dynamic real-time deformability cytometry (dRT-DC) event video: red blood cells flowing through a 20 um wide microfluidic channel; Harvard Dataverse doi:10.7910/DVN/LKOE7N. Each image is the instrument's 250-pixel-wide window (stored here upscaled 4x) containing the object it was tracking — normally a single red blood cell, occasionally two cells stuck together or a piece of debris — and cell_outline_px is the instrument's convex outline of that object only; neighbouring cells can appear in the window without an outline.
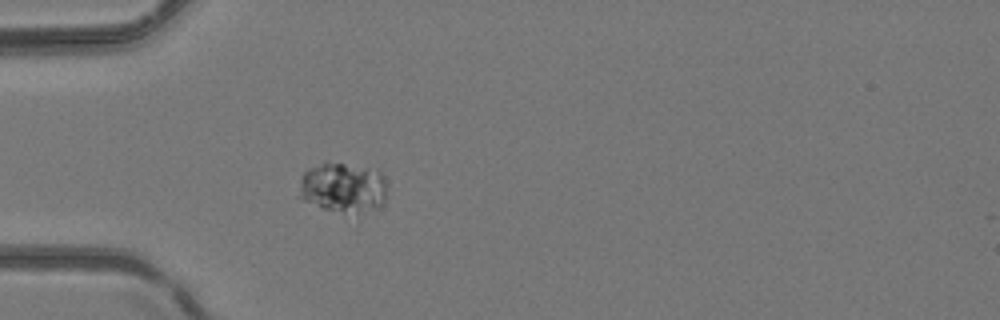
{"species": "common noctule bat (a hibernating species)", "species_latin": "Nyctalus noctula", "temperature_condition": "room temperature", "stored_images_in_passage": 2, "camera_frame_rate_fps": 3000, "um_per_image_px": 0.085, "animal": {"sex": "female", "body_mass_g": 24.6, "forearm_length_mm": 56.2}, "frame": {"image": 1, "passage_image": 2, "time_ms": 0.333, "image_size_px": [1000, 320], "cell_outline_px": [[384, 200], [376, 208], [356, 212], [344, 212], [324, 208], [300, 200], [296, 196], [300, 180], [304, 172], [308, 168], [324, 160], [364, 168], [380, 172], [384, 176]], "centroid_in_image_um": [29.04, 15.91], "position_along_channel_um": 56.0, "area_um2": 25.49}}